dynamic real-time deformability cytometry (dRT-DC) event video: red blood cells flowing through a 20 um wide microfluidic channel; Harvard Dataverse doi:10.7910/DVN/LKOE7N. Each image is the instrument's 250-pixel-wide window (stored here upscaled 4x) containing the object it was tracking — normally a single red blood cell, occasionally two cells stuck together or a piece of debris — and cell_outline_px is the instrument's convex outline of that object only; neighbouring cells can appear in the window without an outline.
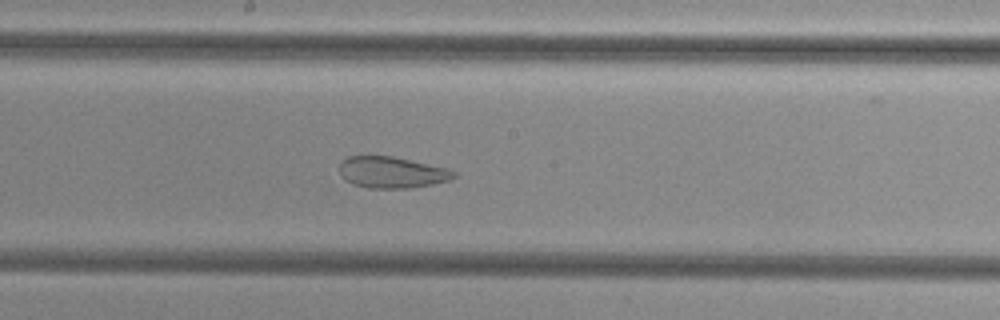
{"species": "common noctule bat (a hibernating species)", "species_latin": "Nyctalus noctula", "temperature_condition": "cold", "stored_images_in_passage": 42, "camera_frame_rate_fps": 3000, "um_per_image_px": 0.085, "animal": {"sex": "female", "body_mass_g": 29.2, "forearm_length_mm": 56.3}, "frame": {"image": 1, "passage_image": 18, "time_ms": 5.667, "image_size_px": [1000, 320], "cell_outline_px": [[456, 176], [448, 180], [432, 184], [412, 188], [368, 188], [352, 184], [344, 180], [340, 176], [340, 164], [348, 156], [392, 156], [448, 168], [456, 172]], "centroid_in_image_um": [33.29, 14.66], "position_along_channel_um": 214.9, "area_um2": 20.92}}
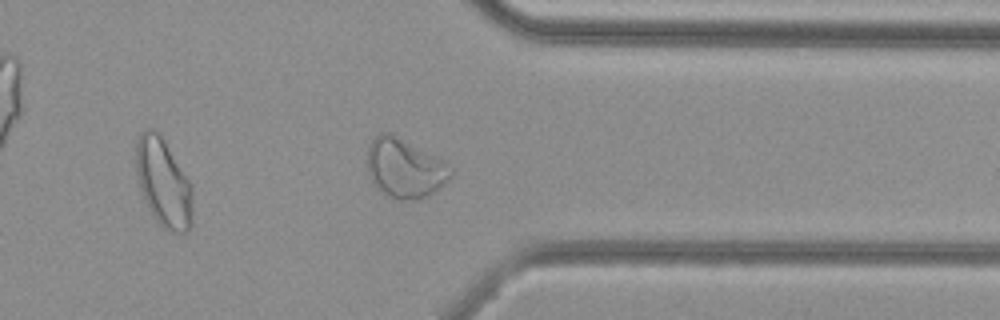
{"frame": {"image": 2, "passage_image": 31, "time_ms": 10.0, "image_size_px": [1000, 320], "cell_outline_px": [[452, 176], [444, 184], [428, 196], [416, 200], [396, 200], [380, 192], [376, 188], [368, 176], [368, 148], [372, 140], [380, 132], [392, 132], [444, 160], [452, 168]], "centroid_in_image_um": [34.4, 14.3], "position_along_channel_um": 377.0, "area_um2": 29.3}}
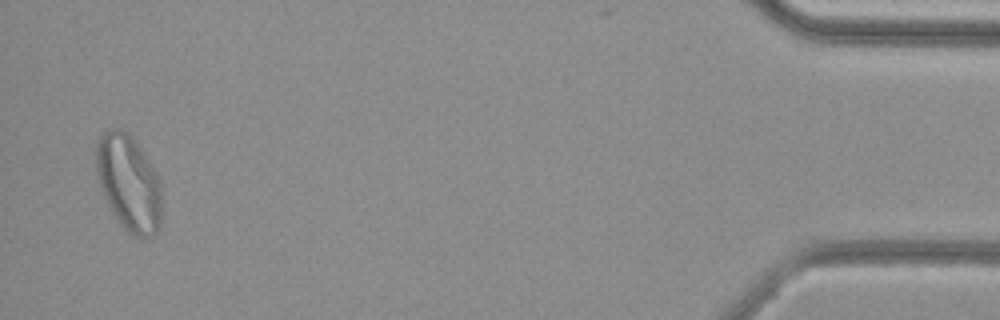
{"frame": {"image": 3, "passage_image": 41, "time_ms": 13.333, "image_size_px": [1000, 320], "cell_outline_px": [[160, 224], [156, 232], [152, 236], [136, 236], [128, 232], [120, 224], [112, 212], [100, 188], [96, 172], [96, 144], [100, 136], [108, 128], [120, 128], [128, 132], [136, 140], [156, 172], [160, 180]], "centroid_in_image_um": [10.92, 15.5], "position_along_channel_um": 424.3, "area_um2": 36.7}, "authors_computed_cell_mechanics": {"area_um2": 28.3798, "velocity_mm_per_s": 3.8168, "shape_relaxation_time_tau1_ms": null, "shape_relaxation_time_tau2_ms": 1.4095, "deformation_change_tau1": null, "deformation_change_tau2": 0.0836}}